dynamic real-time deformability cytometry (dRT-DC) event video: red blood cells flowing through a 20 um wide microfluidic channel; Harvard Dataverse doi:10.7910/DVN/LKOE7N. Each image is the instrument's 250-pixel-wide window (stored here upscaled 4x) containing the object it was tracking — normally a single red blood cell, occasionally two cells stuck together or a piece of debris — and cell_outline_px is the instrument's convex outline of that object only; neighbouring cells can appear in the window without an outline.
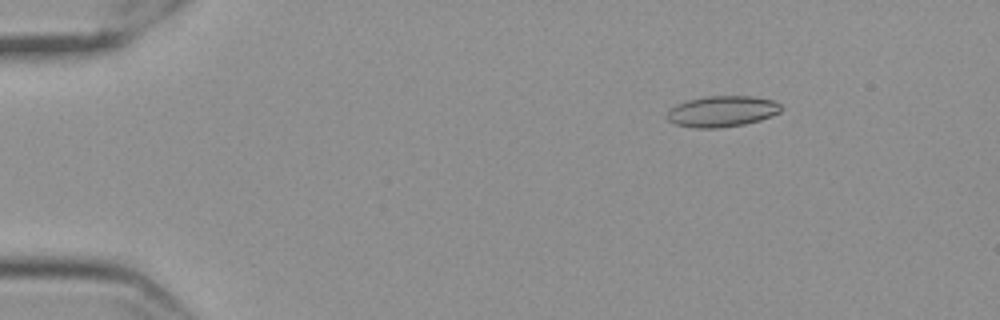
{"species": "Egyptian fruit bat (a non-hibernating species)", "species_latin": "Rousettus aegyptiacus", "temperature_condition": "cold", "stored_images_in_passage": 58, "camera_frame_rate_fps": 3000, "um_per_image_px": 0.085, "frame": {"image": 1, "passage_image": 9, "time_ms": 2.667, "image_size_px": [1000, 320], "cell_outline_px": [[784, 108], [780, 112], [772, 116], [760, 120], [744, 124], [716, 128], [692, 128], [676, 124], [668, 120], [668, 112], [676, 104], [688, 100], [704, 96], [752, 96], [772, 100], [780, 104]], "centroid_in_image_um": [61.4, 9.46], "position_along_channel_um": 23.6, "area_um2": 20.58}}
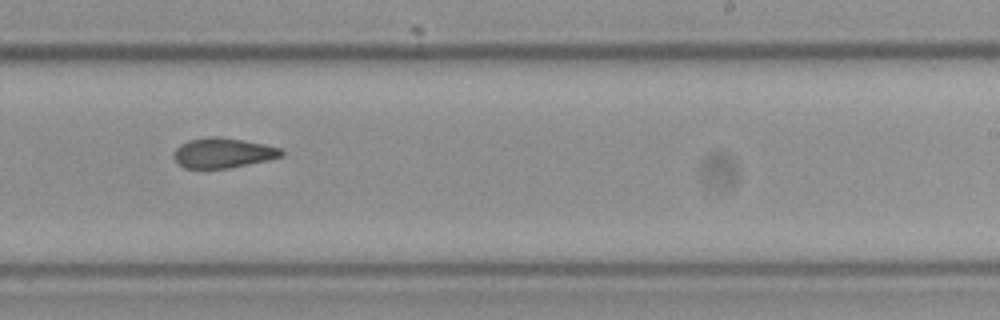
{"frame": {"image": 2, "passage_image": 37, "time_ms": 12.0, "image_size_px": [1000, 320], "cell_outline_px": [[284, 152], [280, 156], [268, 160], [228, 168], [184, 168], [172, 156], [172, 152], [180, 144], [188, 140], [208, 136], [220, 136], [244, 140], [264, 144], [280, 148]], "centroid_in_image_um": [18.91, 12.98], "position_along_channel_um": 270.1, "area_um2": 18.84}}
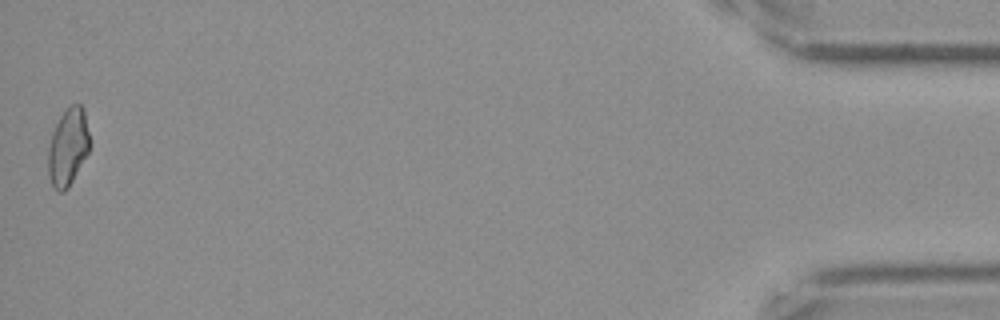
{"frame": {"image": 3, "passage_image": 58, "time_ms": 19.0, "image_size_px": [1000, 320], "cell_outline_px": [[88, 152], [68, 188], [64, 192], [60, 192], [52, 188], [48, 176], [48, 148], [52, 132], [60, 116], [72, 104], [80, 104], [84, 108], [88, 132]], "centroid_in_image_um": [5.75, 12.53], "position_along_channel_um": 429.5, "area_um2": 18.55}, "authors_computed_cell_mechanics": {"area_um2": 19.4208, "velocity_mm_per_s": 3.5386, "shape_relaxation_time_tau1_ms": null, "shape_relaxation_time_tau2_ms": 4.4901, "deformation_change_tau1": null, "deformation_change_tau2": 0.0905}}